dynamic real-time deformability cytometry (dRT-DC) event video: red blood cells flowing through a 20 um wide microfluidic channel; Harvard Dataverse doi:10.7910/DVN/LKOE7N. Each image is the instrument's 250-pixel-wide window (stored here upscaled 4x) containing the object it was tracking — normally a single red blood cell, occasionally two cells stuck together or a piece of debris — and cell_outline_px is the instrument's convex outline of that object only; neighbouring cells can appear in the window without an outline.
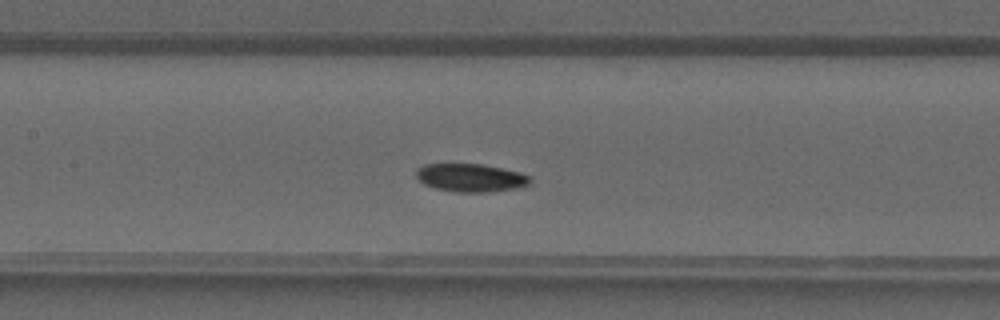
{"species": "common noctule bat (a hibernating species)", "species_latin": "Nyctalus noctula", "temperature_condition": "warm", "stored_images_in_passage": 35, "camera_frame_rate_fps": 3000, "um_per_image_px": 0.085, "animal": {"sex": "male", "forearm_length_mm": 52.5}, "frame": {"image": 1, "passage_image": 13, "time_ms": 4.0, "image_size_px": [1000, 320], "cell_outline_px": [[532, 180], [528, 184], [516, 188], [488, 192], [456, 192], [436, 188], [424, 184], [416, 176], [416, 168], [424, 164], [480, 164], [520, 172], [532, 176]], "centroid_in_image_um": [40.01, 15.1], "position_along_channel_um": 167.4, "area_um2": 18.61}}
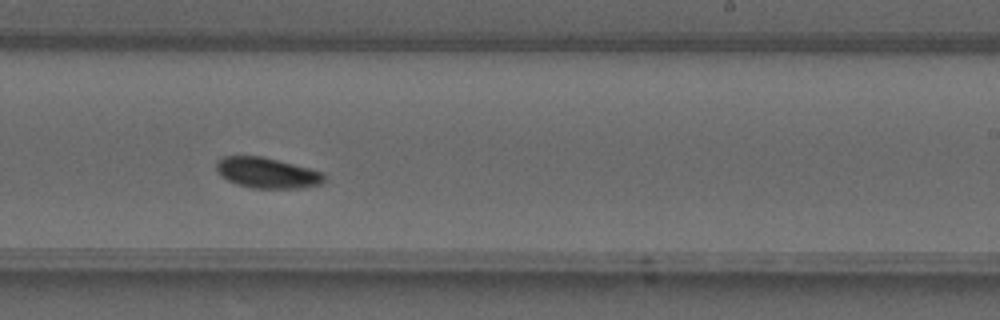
{"frame": {"image": 2, "passage_image": 19, "time_ms": 6.0, "image_size_px": [1000, 320], "cell_outline_px": [[324, 180], [320, 184], [300, 188], [252, 188], [236, 184], [220, 176], [216, 172], [216, 160], [224, 156], [260, 156], [324, 172]], "centroid_in_image_um": [22.64, 14.69], "position_along_channel_um": 266.4, "area_um2": 19.13}}
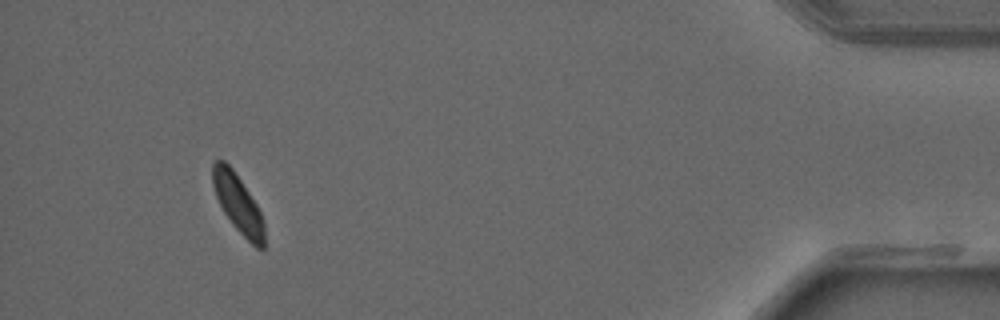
{"frame": {"image": 3, "passage_image": 32, "time_ms": 10.333, "image_size_px": [1000, 320], "cell_outline_px": [[264, 248], [256, 248], [232, 224], [224, 212], [216, 196], [212, 184], [212, 164], [216, 160], [224, 160], [232, 168], [256, 204], [264, 220]], "centroid_in_image_um": [20.22, 17.29], "position_along_channel_um": 415.0, "area_um2": 17.22}}